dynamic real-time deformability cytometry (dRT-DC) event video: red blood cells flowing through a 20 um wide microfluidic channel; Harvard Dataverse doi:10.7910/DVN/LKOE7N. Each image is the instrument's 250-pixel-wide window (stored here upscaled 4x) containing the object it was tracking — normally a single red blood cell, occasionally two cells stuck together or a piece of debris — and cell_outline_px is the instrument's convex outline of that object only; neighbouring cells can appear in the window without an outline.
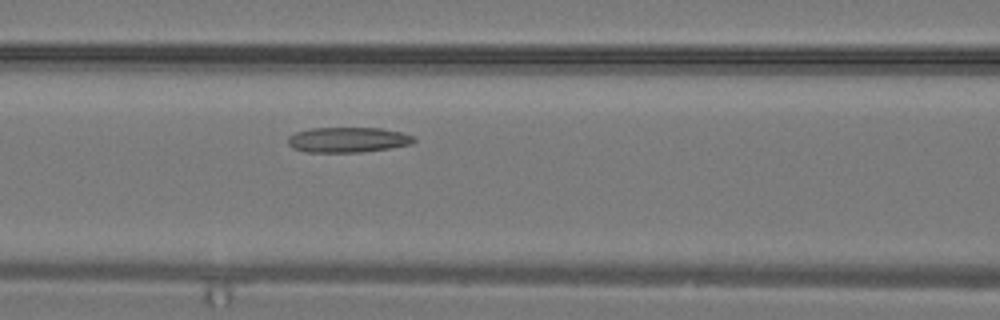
{"species": "common noctule bat (a hibernating species)", "species_latin": "Nyctalus noctula", "temperature_condition": "warm", "stored_images_in_passage": 23, "camera_frame_rate_fps": 3000, "um_per_image_px": 0.085, "animal": {"sex": "male", "body_mass_g": 19.2, "forearm_length_mm": 51.8}, "frame": {"image": 1, "passage_image": 10, "time_ms": 3.0, "image_size_px": [1000, 320], "cell_outline_px": [[416, 140], [412, 144], [388, 148], [360, 152], [304, 152], [292, 148], [288, 144], [288, 136], [296, 132], [308, 128], [380, 128], [400, 132], [416, 136]], "centroid_in_image_um": [29.55, 11.88], "position_along_channel_um": 137.0, "area_um2": 18.61}}
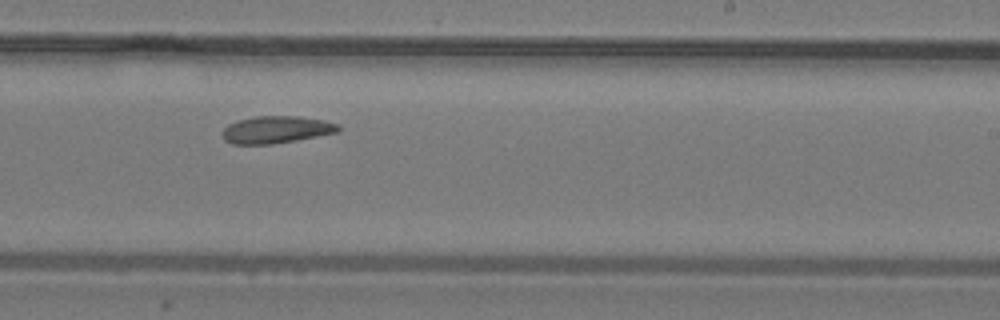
{"frame": {"image": 2, "passage_image": 16, "time_ms": 5.0, "image_size_px": [1000, 320], "cell_outline_px": [[340, 128], [336, 132], [296, 140], [272, 144], [232, 144], [224, 140], [224, 128], [228, 124], [240, 120], [256, 116], [300, 116], [324, 120], [340, 124]], "centroid_in_image_um": [23.49, 11.01], "position_along_channel_um": 265.5, "area_um2": 18.21}}
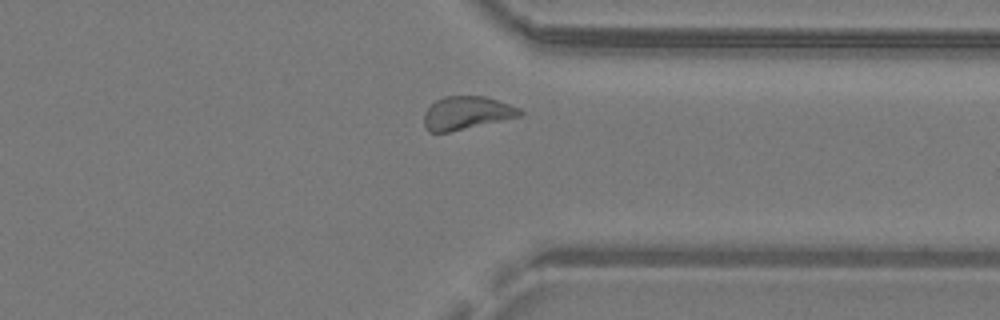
{"frame": {"image": 3, "passage_image": 21, "time_ms": 6.667, "image_size_px": [1000, 320], "cell_outline_px": [[524, 112], [520, 116], [448, 132], [428, 132], [424, 128], [424, 112], [436, 100], [444, 96], [484, 96], [520, 108]], "centroid_in_image_um": [39.63, 9.6], "position_along_channel_um": 371.8, "area_um2": 18.32}}